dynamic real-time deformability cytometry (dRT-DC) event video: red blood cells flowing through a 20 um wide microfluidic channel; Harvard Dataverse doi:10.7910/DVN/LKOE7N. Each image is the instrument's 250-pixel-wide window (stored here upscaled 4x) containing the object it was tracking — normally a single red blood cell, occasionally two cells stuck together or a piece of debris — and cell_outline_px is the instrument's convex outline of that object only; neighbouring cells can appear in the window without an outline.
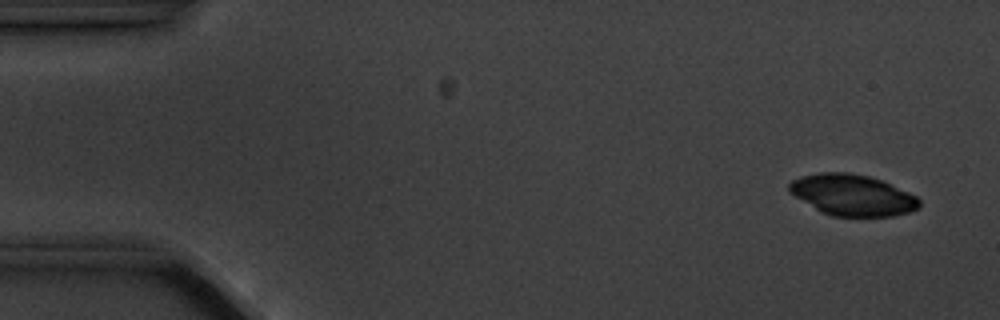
{"species": "common noctule bat (a hibernating species)", "species_latin": "Nyctalus noctula", "temperature_condition": "cold", "stored_images_in_passage": 5, "camera_frame_rate_fps": 3000, "um_per_image_px": 0.085, "animal": {"sex": "male", "body_mass_g": 20.1, "forearm_length_mm": 53.5}, "frame": {"image": 1, "passage_image": 1, "time_ms": 0.0, "image_size_px": [1000, 320], "cell_outline_px": [[920, 208], [908, 212], [892, 216], [832, 216], [820, 212], [788, 192], [788, 184], [792, 180], [800, 176], [820, 172], [848, 172], [868, 176], [880, 180], [908, 192], [916, 196], [920, 200]], "centroid_in_image_um": [72.41, 16.58], "position_along_channel_um": 12.6, "area_um2": 31.21}}